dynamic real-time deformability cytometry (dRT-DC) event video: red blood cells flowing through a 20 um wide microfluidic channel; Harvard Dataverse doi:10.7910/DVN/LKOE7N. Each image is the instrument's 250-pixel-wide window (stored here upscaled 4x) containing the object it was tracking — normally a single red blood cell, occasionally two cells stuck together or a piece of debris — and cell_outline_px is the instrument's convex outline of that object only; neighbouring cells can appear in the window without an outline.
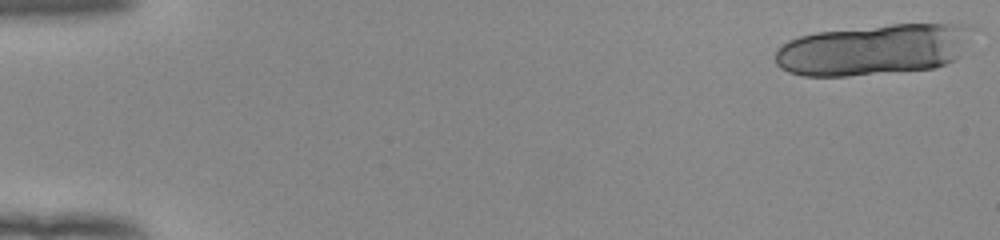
{"species": "human", "species_latin": "Homo sapiens", "temperature_condition": "room temperature", "stored_images_in_passage": 16, "camera_frame_rate_fps": 3000, "um_per_image_px": 0.085, "donor": {"sex": "female"}, "frame": {"image": 1, "passage_image": 1, "time_ms": 0.0, "image_size_px": [1000, 240], "cell_outline_px": [[964, 28], [960, 56], [956, 60], [932, 68], [848, 76], [804, 76], [788, 72], [780, 68], [776, 64], [776, 52], [788, 40], [800, 36], [816, 32], [892, 24], [956, 24]], "centroid_in_image_um": [74.08, 4.24], "position_along_channel_um": 10.9, "area_um2": 57.16}}